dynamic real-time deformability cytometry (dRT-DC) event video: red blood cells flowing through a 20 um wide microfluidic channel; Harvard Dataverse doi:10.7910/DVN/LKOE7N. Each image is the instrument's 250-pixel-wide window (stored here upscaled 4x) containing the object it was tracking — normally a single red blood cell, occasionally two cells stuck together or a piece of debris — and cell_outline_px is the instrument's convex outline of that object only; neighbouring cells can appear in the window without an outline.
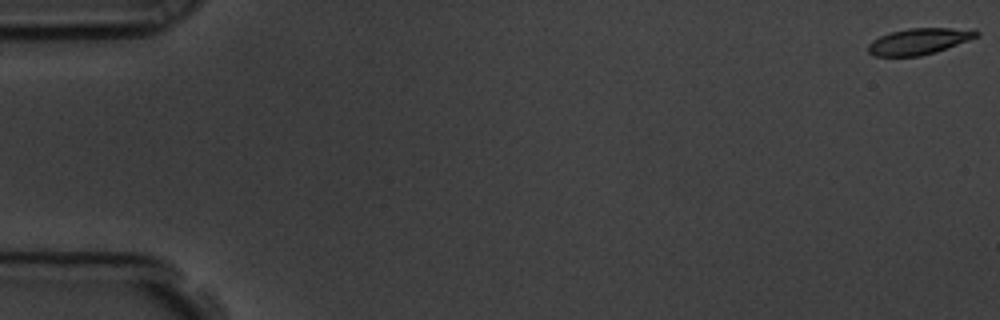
{"species": "common noctule bat (a hibernating species)", "species_latin": "Nyctalus noctula", "temperature_condition": "room temperature", "stored_images_in_passage": 17, "camera_frame_rate_fps": 3000, "um_per_image_px": 0.085, "animal": {"sex": "male", "body_mass_g": 19.5, "forearm_length_mm": 54.6}, "frame": {"image": 1, "passage_image": 1, "time_ms": 0.0, "image_size_px": [1000, 320], "cell_outline_px": [[980, 36], [936, 52], [920, 56], [876, 56], [868, 52], [868, 44], [872, 40], [880, 36], [892, 32], [908, 28], [976, 28], [980, 32]], "centroid_in_image_um": [78.18, 3.5], "position_along_channel_um": 6.8, "area_um2": 16.7}}
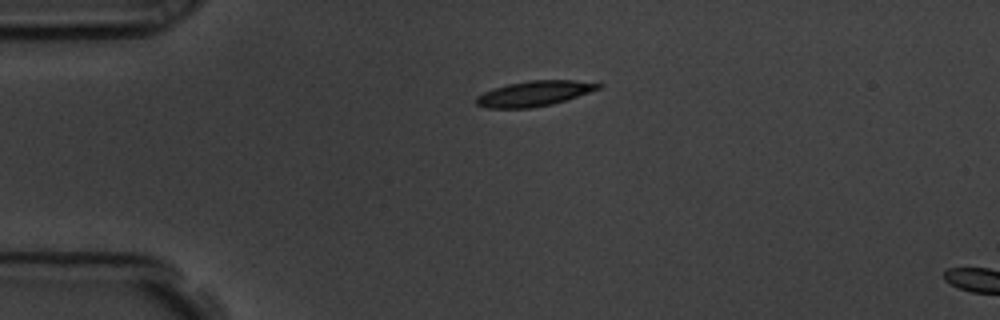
{"frame": {"image": 2, "passage_image": 14, "time_ms": 4.333, "image_size_px": [1000, 320], "cell_outline_px": [[604, 84], [600, 88], [552, 104], [532, 108], [488, 108], [476, 104], [476, 96], [484, 92], [508, 84], [528, 80], [576, 80]], "centroid_in_image_um": [45.4, 7.94], "position_along_channel_um": 39.6, "area_um2": 17.74}}